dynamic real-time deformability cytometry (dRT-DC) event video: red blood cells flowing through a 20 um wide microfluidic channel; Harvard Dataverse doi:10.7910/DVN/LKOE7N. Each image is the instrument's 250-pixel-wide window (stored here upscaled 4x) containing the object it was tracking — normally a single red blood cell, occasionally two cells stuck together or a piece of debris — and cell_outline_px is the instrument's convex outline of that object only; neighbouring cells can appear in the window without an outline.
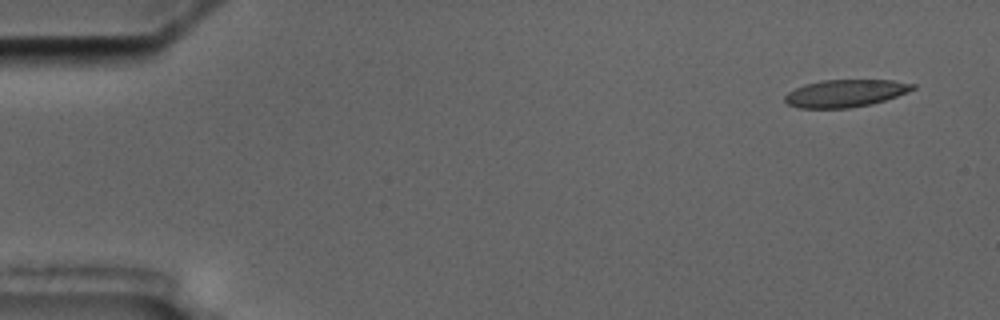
{"species": "common noctule bat (a hibernating species)", "species_latin": "Nyctalus noctula", "temperature_condition": "cold", "stored_images_in_passage": 6, "segment_of_instrument_passage": [2, 2], "camera_frame_rate_fps": 3000, "um_per_image_px": 0.085, "animal": {"sex": "male", "body_mass_g": 17.5, "forearm_length_mm": 52.3}, "frame": {"image": 1, "passage_image": 6, "time_ms": 6.333, "image_size_px": [1000, 320], "cell_outline_px": [[916, 88], [896, 96], [872, 104], [848, 108], [800, 108], [788, 104], [784, 100], [784, 96], [788, 92], [804, 84], [820, 80], [892, 80], [916, 84]], "centroid_in_image_um": [71.84, 7.92], "position_along_channel_um": 13.2, "area_um2": 20.4}}